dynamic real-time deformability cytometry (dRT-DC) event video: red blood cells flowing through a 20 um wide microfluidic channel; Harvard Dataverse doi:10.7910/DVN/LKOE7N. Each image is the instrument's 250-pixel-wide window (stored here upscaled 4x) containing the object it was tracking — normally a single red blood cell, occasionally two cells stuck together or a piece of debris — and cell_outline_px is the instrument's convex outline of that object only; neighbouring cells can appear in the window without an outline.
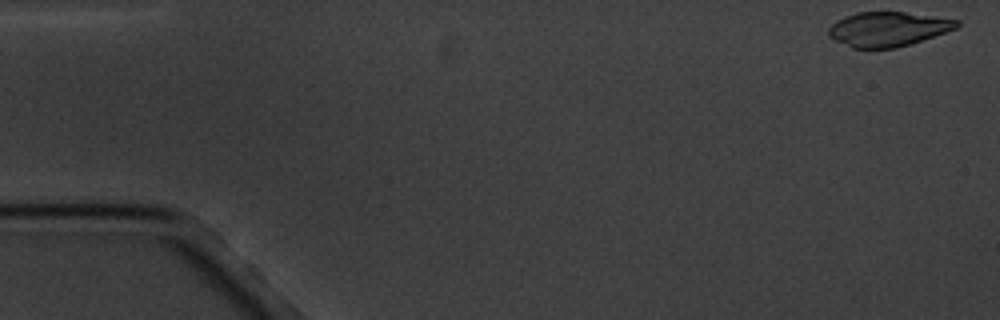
{"species": "common noctule bat (a hibernating species)", "species_latin": "Nyctalus noctula", "temperature_condition": "cold", "stored_images_in_passage": 5, "camera_frame_rate_fps": 3000, "um_per_image_px": 0.085, "animal": {"sex": "male", "body_mass_g": 20.1, "forearm_length_mm": 53.5}, "frame": {"image": 1, "passage_image": 1, "time_ms": 0.0, "image_size_px": [1000, 320], "cell_outline_px": [[960, 24], [956, 28], [896, 48], [852, 48], [828, 36], [828, 28], [836, 20], [844, 16], [856, 12], [904, 12], [960, 20]], "centroid_in_image_um": [75.43, 2.46], "position_along_channel_um": 9.6, "area_um2": 25.49}}
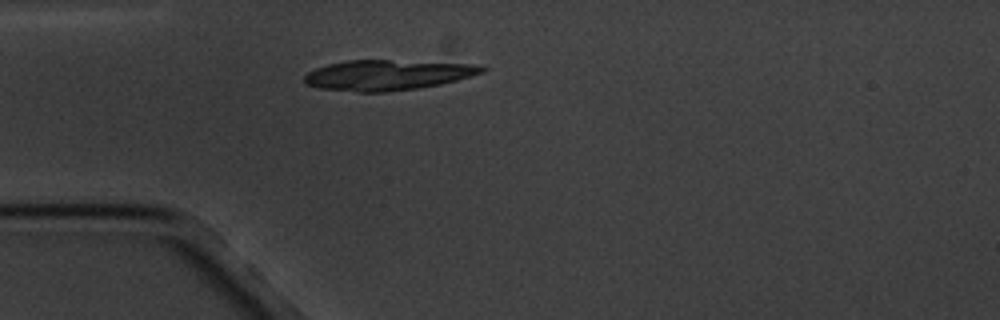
{"frame": {"image": 2, "passage_image": 5, "time_ms": 4.667, "image_size_px": [1000, 320], "cell_outline_px": [[488, 68], [484, 72], [456, 80], [440, 84], [420, 88], [384, 92], [356, 92], [320, 88], [308, 84], [304, 80], [304, 76], [308, 72], [316, 68], [328, 64], [344, 60], [388, 60], [476, 64]], "centroid_in_image_um": [32.94, 6.37], "position_along_channel_um": 52.1, "area_um2": 31.27}}